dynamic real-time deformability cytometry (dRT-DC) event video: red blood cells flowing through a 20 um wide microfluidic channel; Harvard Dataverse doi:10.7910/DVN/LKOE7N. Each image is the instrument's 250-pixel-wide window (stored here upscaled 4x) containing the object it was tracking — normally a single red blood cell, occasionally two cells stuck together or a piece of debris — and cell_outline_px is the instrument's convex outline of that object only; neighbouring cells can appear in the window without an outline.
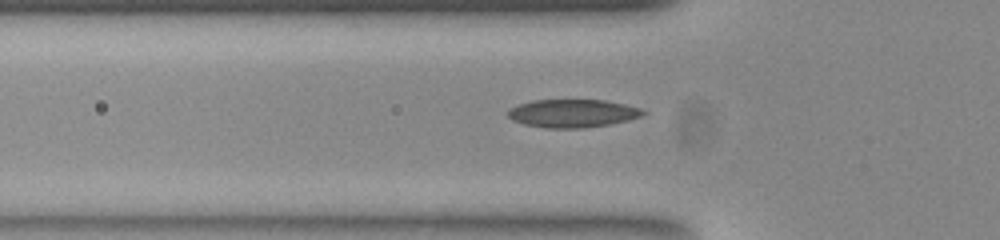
{"species": "common noctule bat (a hibernating species)", "species_latin": "Nyctalus noctula", "temperature_condition": "room temperature", "stored_images_in_passage": 34, "camera_frame_rate_fps": 3000, "um_per_image_px": 0.085, "animal": {"sex": "female", "body_mass_g": 23.0, "forearm_length_mm": 53.4}, "frame": {"image": 1, "passage_image": 5, "time_ms": 1.333, "image_size_px": [1000, 240], "cell_outline_px": [[648, 112], [640, 116], [628, 120], [608, 124], [584, 128], [548, 128], [524, 124], [512, 120], [504, 112], [508, 108], [532, 100], [604, 100], [624, 104], [640, 108]], "centroid_in_image_um": [48.63, 9.63], "position_along_channel_um": 77.2, "area_um2": 22.14}}
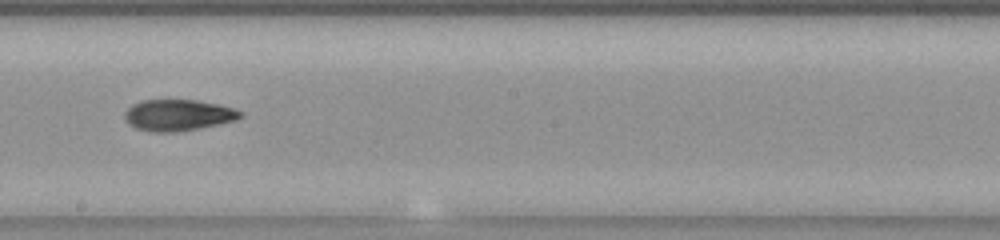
{"frame": {"image": 2, "passage_image": 17, "time_ms": 5.333, "image_size_px": [1000, 240], "cell_outline_px": [[244, 116], [236, 120], [220, 124], [200, 128], [172, 132], [156, 132], [136, 128], [128, 124], [124, 116], [124, 112], [132, 104], [140, 100], [196, 100], [236, 108], [244, 112]], "centroid_in_image_um": [15.17, 9.78], "position_along_channel_um": 233.0, "area_um2": 21.21}}
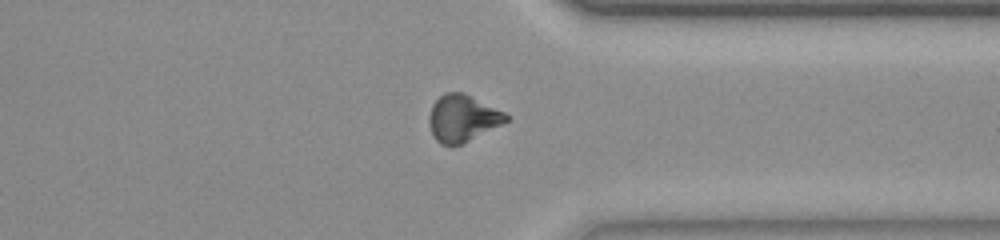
{"frame": {"image": 3, "passage_image": 28, "time_ms": 9.0, "image_size_px": [1000, 240], "cell_outline_px": [[508, 120], [460, 144], [440, 144], [436, 140], [432, 132], [428, 120], [428, 116], [432, 104], [444, 92], [464, 92], [504, 112], [508, 116]], "centroid_in_image_um": [39.27, 10.01], "position_along_channel_um": 372.1, "area_um2": 20.52}, "authors_computed_cell_mechanics": {"area_um2": 21.0103, "velocity_mm_per_s": 3.8845, "shape_relaxation_time_tau1_ms": null, "shape_relaxation_time_tau2_ms": 6.8567, "deformation_change_tau1": null, "deformation_change_tau2": 0.1248}}